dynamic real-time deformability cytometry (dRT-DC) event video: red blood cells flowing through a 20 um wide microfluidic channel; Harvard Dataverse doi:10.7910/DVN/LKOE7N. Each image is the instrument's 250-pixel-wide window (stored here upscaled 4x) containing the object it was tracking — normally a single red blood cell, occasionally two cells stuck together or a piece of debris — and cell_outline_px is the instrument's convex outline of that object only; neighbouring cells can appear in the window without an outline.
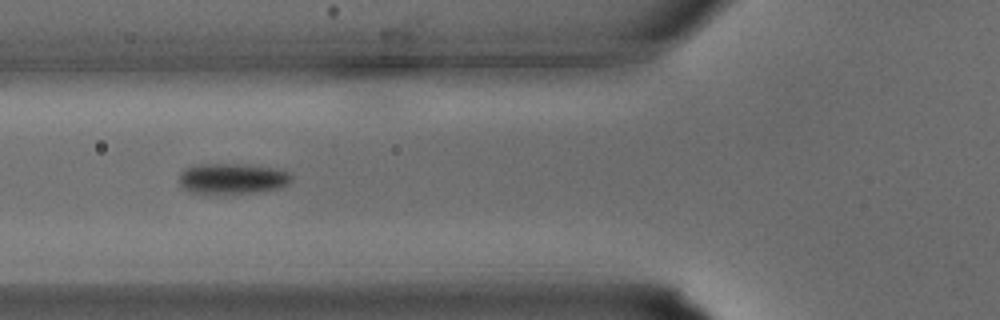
{"species": "common noctule bat (a hibernating species)", "species_latin": "Nyctalus noctula", "temperature_condition": "warm", "stored_images_in_passage": 29, "camera_frame_rate_fps": 3000, "um_per_image_px": 0.085, "animal": {"sex": "male", "body_mass_g": 15.6}, "frame": {"image": 1, "passage_image": 7, "time_ms": 2.0, "image_size_px": [1000, 320], "cell_outline_px": [[292, 180], [276, 188], [252, 192], [192, 192], [184, 188], [180, 184], [180, 172], [188, 168], [200, 164], [244, 164], [272, 168], [288, 172], [292, 176]], "centroid_in_image_um": [19.74, 15.15], "position_along_channel_um": 106.1, "area_um2": 19.19}}
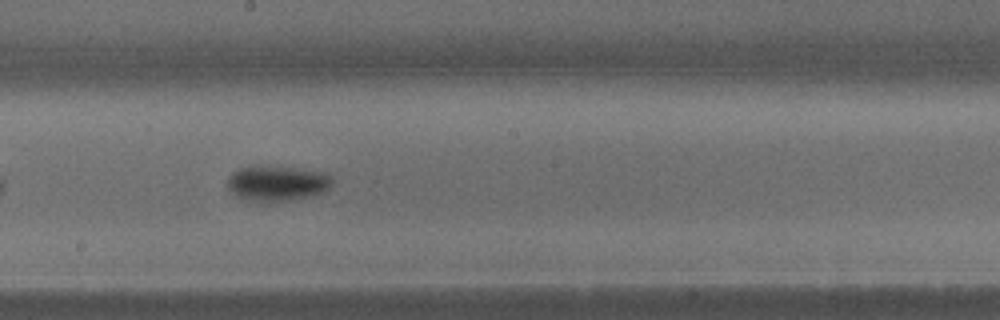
{"frame": {"image": 2, "passage_image": 13, "time_ms": 4.0, "image_size_px": [1000, 320], "cell_outline_px": [[332, 184], [324, 192], [312, 196], [288, 200], [248, 200], [236, 196], [228, 188], [228, 176], [232, 172], [240, 168], [288, 168], [320, 172], [332, 176]], "centroid_in_image_um": [23.57, 15.6], "position_along_channel_um": 224.6, "area_um2": 20.58}}
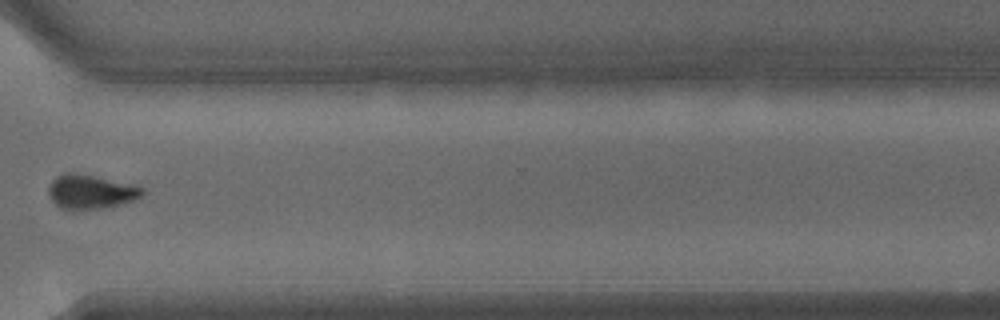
{"frame": {"image": 3, "passage_image": 20, "time_ms": 6.333, "image_size_px": [1000, 320], "cell_outline_px": [[144, 192], [136, 200], [104, 208], [72, 212], [60, 208], [48, 196], [48, 184], [56, 176], [64, 172], [72, 172], [132, 184], [144, 188]], "centroid_in_image_um": [7.65, 16.33], "position_along_channel_um": 362.9, "area_um2": 19.07}}